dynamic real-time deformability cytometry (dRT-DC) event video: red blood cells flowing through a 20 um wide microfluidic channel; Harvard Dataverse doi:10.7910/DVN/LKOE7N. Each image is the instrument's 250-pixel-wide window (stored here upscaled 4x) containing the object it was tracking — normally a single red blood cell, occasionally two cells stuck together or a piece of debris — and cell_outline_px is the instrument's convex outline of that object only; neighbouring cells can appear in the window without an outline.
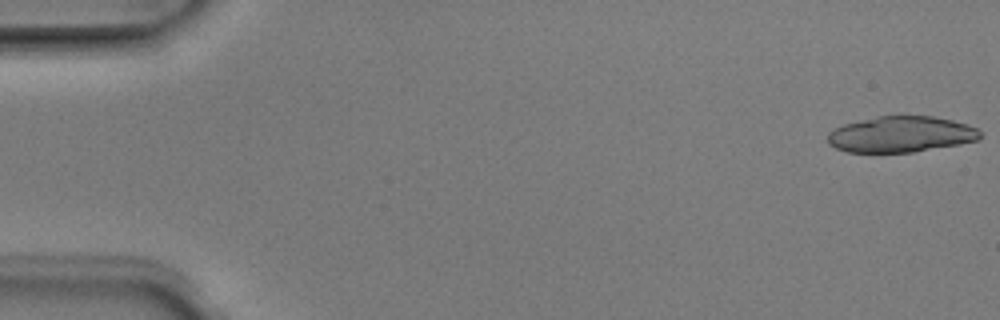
{"species": "Egyptian fruit bat (a non-hibernating species)", "species_latin": "Rousettus aegyptiacus", "temperature_condition": "room temperature", "stored_images_in_passage": 5, "camera_frame_rate_fps": 3000, "um_per_image_px": 0.085, "animal": {"sex": "male"}, "frame": {"image": 1, "passage_image": 1, "time_ms": 0.0, "image_size_px": [1000, 320], "cell_outline_px": [[980, 140], [960, 144], [912, 152], [848, 152], [836, 148], [828, 144], [828, 132], [844, 124], [876, 116], [900, 112], [932, 116], [952, 120], [968, 124], [976, 128], [980, 132]], "centroid_in_image_um": [76.59, 11.37], "position_along_channel_um": 8.4, "area_um2": 32.71}}
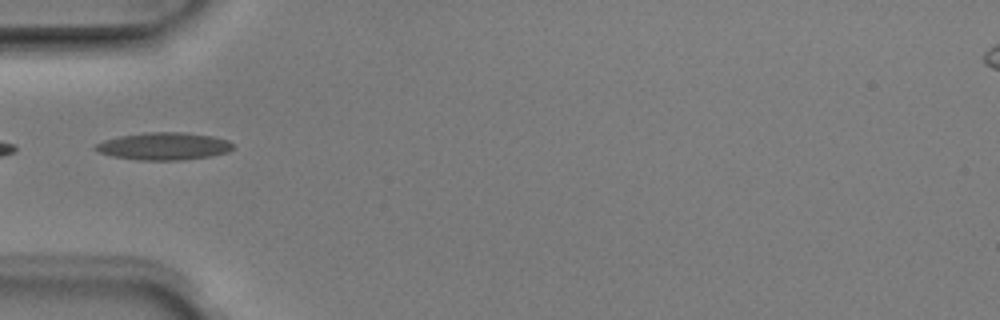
{"frame": {"image": 2, "passage_image": 5, "time_ms": 1.333, "image_size_px": [1000, 320], "cell_outline_px": [[232, 148], [228, 152], [212, 156], [184, 160], [136, 160], [112, 156], [100, 152], [92, 148], [96, 144], [104, 140], [120, 136], [148, 132], [184, 132], [212, 136], [228, 140], [232, 144]], "centroid_in_image_um": [13.93, 12.43], "position_along_channel_um": 71.1, "area_um2": 22.02}}